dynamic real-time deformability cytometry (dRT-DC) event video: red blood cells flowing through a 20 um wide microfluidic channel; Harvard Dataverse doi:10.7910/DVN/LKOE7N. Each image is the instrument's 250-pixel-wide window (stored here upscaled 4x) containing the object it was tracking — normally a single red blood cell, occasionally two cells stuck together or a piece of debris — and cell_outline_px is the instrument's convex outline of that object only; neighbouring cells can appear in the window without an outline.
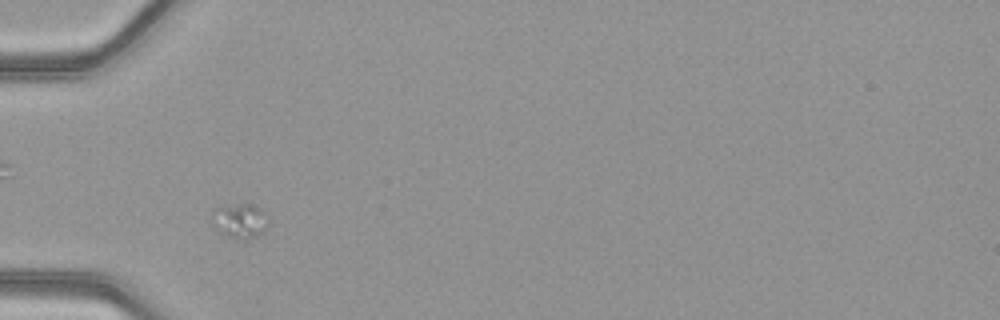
{"species": "common noctule bat (a hibernating species)", "species_latin": "Nyctalus noctula", "temperature_condition": "warm", "stored_images_in_passage": 12, "camera_frame_rate_fps": 3000, "um_per_image_px": 0.085, "animal": {"sex": "female", "body_mass_g": 21.9}, "frame": {"image": 1, "passage_image": 4, "time_ms": 1.0, "image_size_px": [1000, 320], "cell_outline_px": [[268, 228], [264, 232], [248, 240], [236, 240], [224, 236], [212, 224], [208, 216], [212, 208], [240, 204], [252, 204], [268, 212]], "centroid_in_image_um": [20.37, 18.79], "position_along_channel_um": 64.6, "area_um2": 12.14}}